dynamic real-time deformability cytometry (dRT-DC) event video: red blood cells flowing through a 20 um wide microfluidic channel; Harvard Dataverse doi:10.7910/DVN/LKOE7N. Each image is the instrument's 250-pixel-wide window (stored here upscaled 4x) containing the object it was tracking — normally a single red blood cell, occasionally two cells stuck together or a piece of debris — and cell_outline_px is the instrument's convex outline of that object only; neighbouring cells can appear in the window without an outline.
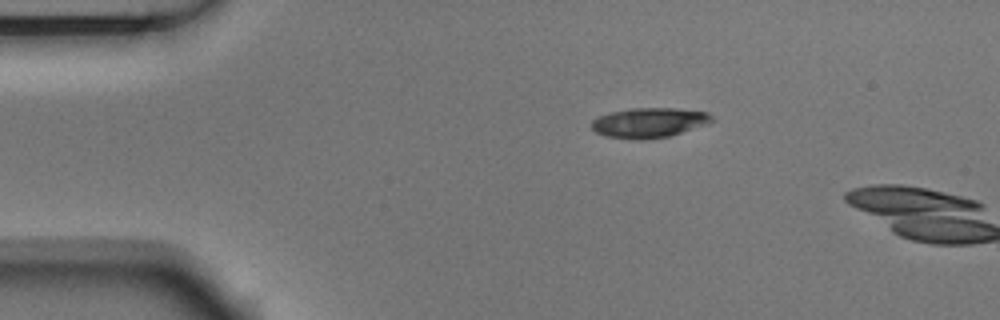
{"species": "Egyptian fruit bat (a non-hibernating species)", "species_latin": "Rousettus aegyptiacus", "temperature_condition": "room temperature", "stored_images_in_passage": 2, "camera_frame_rate_fps": 3000, "um_per_image_px": 0.085, "animal": {"sex": "male"}, "frame": {"image": 1, "passage_image": 1, "time_ms": 0.0, "image_size_px": [1000, 320], "cell_outline_px": [[716, 120], [708, 124], [668, 136], [644, 140], [636, 140], [604, 136], [596, 132], [592, 128], [592, 120], [600, 116], [612, 112], [632, 108], [676, 108], [708, 112]], "centroid_in_image_um": [55.2, 10.43], "position_along_channel_um": 29.8, "area_um2": 20.98}}